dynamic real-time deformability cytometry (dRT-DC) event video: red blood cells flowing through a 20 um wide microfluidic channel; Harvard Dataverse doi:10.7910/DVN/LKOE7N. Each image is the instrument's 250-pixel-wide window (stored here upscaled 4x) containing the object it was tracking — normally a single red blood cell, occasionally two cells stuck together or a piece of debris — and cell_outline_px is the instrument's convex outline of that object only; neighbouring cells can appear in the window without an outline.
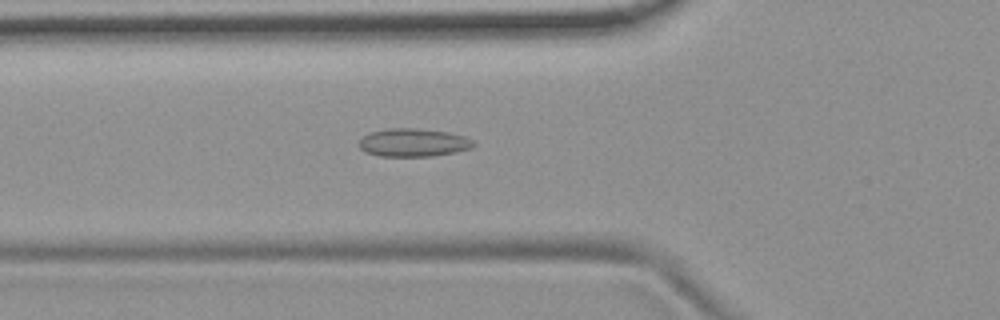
{"species": "common noctule bat (a hibernating species)", "species_latin": "Nyctalus noctula", "temperature_condition": "room temperature", "stored_images_in_passage": 37, "camera_frame_rate_fps": 3000, "um_per_image_px": 0.085, "animal": {"sex": "female", "body_mass_g": 19.9}, "frame": {"image": 1, "passage_image": 4, "time_ms": 1.0, "image_size_px": [1000, 320], "cell_outline_px": [[476, 144], [472, 148], [456, 152], [432, 156], [380, 156], [364, 152], [360, 148], [360, 140], [364, 136], [372, 132], [392, 128], [416, 128], [448, 132], [464, 136], [472, 140]], "centroid_in_image_um": [35.16, 12.12], "position_along_channel_um": 90.6, "area_um2": 18.67}}
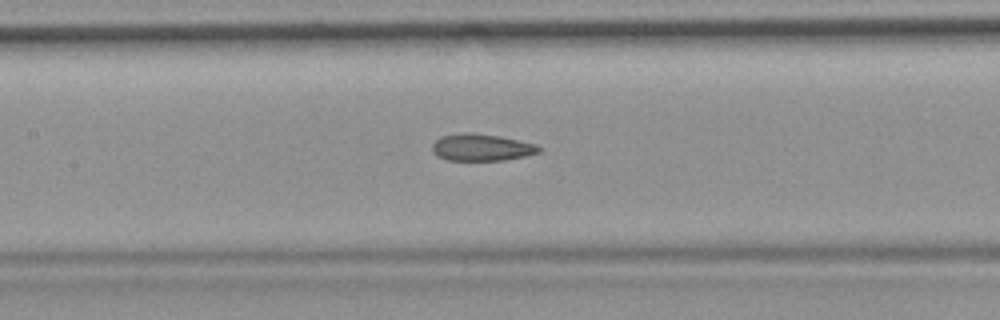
{"frame": {"image": 2, "passage_image": 10, "time_ms": 3.0, "image_size_px": [1000, 320], "cell_outline_px": [[540, 152], [524, 156], [504, 160], [448, 160], [436, 156], [432, 152], [432, 144], [440, 136], [460, 132], [472, 132], [500, 136], [536, 144], [540, 148]], "centroid_in_image_um": [40.88, 12.52], "position_along_channel_um": 166.5, "area_um2": 16.88}}
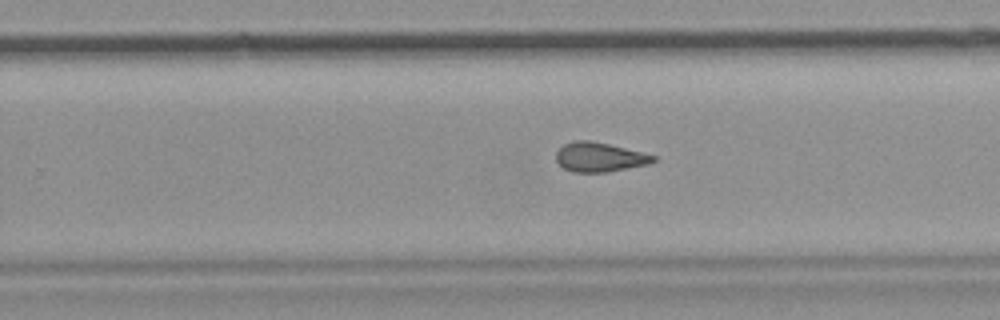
{"frame": {"image": 3, "passage_image": 19, "time_ms": 6.0, "image_size_px": [1000, 320], "cell_outline_px": [[656, 160], [648, 164], [608, 172], [572, 172], [564, 168], [556, 160], [556, 152], [564, 144], [576, 140], [588, 140], [608, 144], [656, 156]], "centroid_in_image_um": [50.93, 13.36], "position_along_channel_um": 278.9, "area_um2": 16.42}}